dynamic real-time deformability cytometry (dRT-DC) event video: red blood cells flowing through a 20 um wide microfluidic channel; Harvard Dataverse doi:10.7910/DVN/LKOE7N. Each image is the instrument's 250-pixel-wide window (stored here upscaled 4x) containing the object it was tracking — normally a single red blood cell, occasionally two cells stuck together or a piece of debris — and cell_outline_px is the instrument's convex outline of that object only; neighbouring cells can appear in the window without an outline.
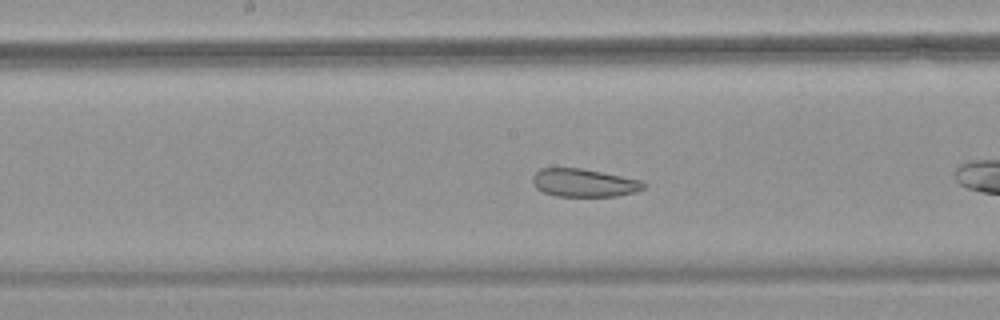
{"species": "common noctule bat (a hibernating species)", "species_latin": "Nyctalus noctula", "temperature_condition": "warm", "stored_images_in_passage": 35, "camera_frame_rate_fps": 3000, "um_per_image_px": 0.085, "animal": {"sex": "female", "body_mass_g": 18.4}, "frame": {"image": 1, "passage_image": 11, "time_ms": 3.333, "image_size_px": [1000, 320], "cell_outline_px": [[648, 184], [644, 188], [636, 192], [616, 196], [556, 196], [544, 192], [536, 188], [532, 184], [532, 176], [540, 168], [584, 168], [640, 180]], "centroid_in_image_um": [49.63, 15.53], "position_along_channel_um": 198.6, "area_um2": 18.26}}